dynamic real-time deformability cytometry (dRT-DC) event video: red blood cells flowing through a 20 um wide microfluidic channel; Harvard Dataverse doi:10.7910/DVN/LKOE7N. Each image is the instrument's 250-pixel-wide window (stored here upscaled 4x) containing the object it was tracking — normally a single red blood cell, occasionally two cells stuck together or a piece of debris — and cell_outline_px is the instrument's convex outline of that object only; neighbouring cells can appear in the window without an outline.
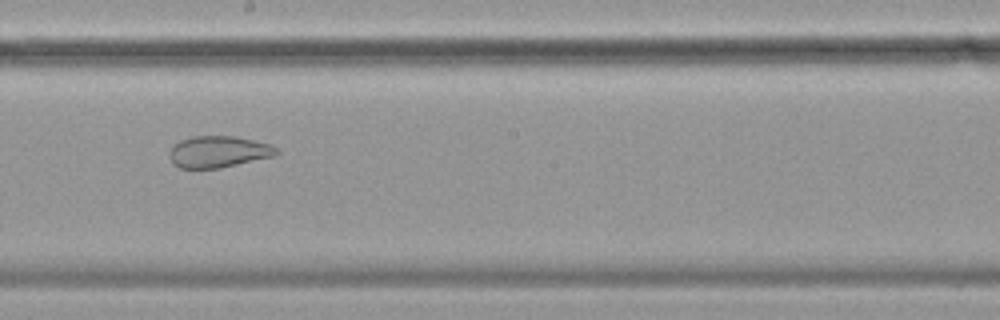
{"species": "common noctule bat (a hibernating species)", "species_latin": "Nyctalus noctula", "temperature_condition": "cold", "stored_images_in_passage": 57, "camera_frame_rate_fps": 3000, "um_per_image_px": 0.085, "animal": {"sex": "female", "body_mass_g": 19.9}, "frame": {"image": 1, "passage_image": 32, "time_ms": 10.333, "image_size_px": [1000, 320], "cell_outline_px": [[280, 152], [276, 156], [220, 168], [180, 168], [172, 164], [168, 156], [168, 152], [172, 144], [180, 140], [192, 136], [236, 136], [272, 144]], "centroid_in_image_um": [18.55, 12.89], "position_along_channel_um": 229.6, "area_um2": 20.11}}
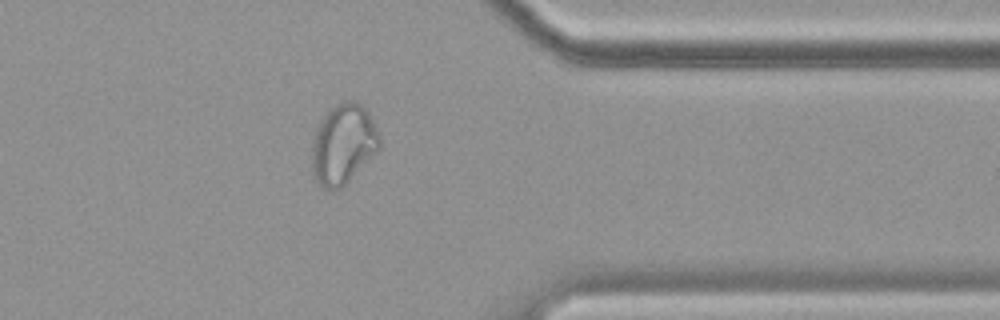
{"frame": {"image": 2, "passage_image": 46, "time_ms": 15.0, "image_size_px": [1000, 320], "cell_outline_px": [[380, 148], [340, 188], [332, 192], [320, 188], [312, 172], [312, 140], [316, 128], [320, 120], [336, 104], [344, 100], [356, 100], [368, 112], [380, 136]], "centroid_in_image_um": [29.14, 12.26], "position_along_channel_um": 382.3, "area_um2": 31.5}}
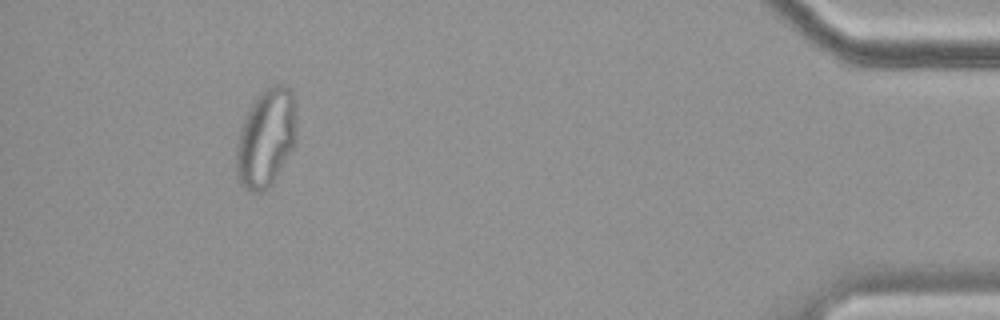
{"frame": {"image": 3, "passage_image": 53, "time_ms": 17.333, "image_size_px": [1000, 320], "cell_outline_px": [[296, 140], [292, 148], [272, 184], [268, 188], [260, 192], [252, 192], [244, 188], [240, 184], [236, 176], [236, 144], [244, 120], [252, 104], [260, 92], [272, 84], [284, 84], [292, 88], [296, 124]], "centroid_in_image_um": [22.61, 11.73], "position_along_channel_um": 412.6, "area_um2": 34.45}}